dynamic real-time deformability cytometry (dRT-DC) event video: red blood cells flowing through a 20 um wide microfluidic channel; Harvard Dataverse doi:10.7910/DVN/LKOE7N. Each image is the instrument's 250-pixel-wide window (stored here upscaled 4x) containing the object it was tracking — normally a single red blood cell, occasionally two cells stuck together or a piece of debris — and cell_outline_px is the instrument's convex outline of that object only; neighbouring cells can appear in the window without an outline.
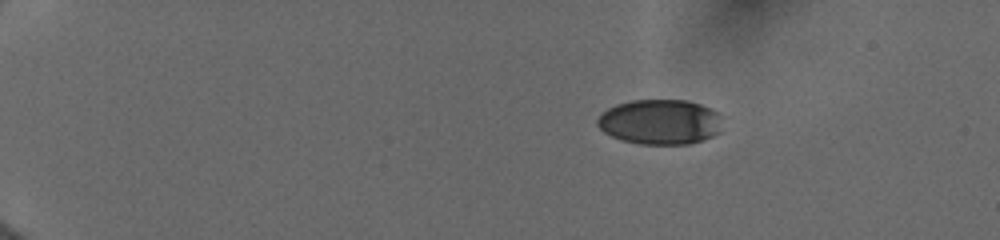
{"species": "human", "species_latin": "Homo sapiens", "temperature_condition": "cold", "stored_images_in_passage": 20, "camera_frame_rate_fps": 3000, "um_per_image_px": 0.085, "donor": {"sex": "female"}, "frame": {"image": 1, "passage_image": 6, "time_ms": 3.333, "image_size_px": [1000, 240], "cell_outline_px": [[720, 132], [704, 140], [688, 144], [640, 144], [620, 140], [604, 132], [596, 124], [596, 120], [608, 108], [616, 104], [632, 100], [688, 100], [700, 104], [716, 112]], "centroid_in_image_um": [56.05, 10.37], "position_along_channel_um": 28.9, "area_um2": 32.6}}
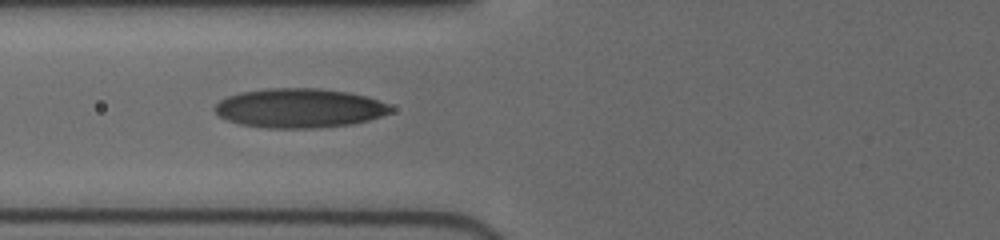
{"frame": {"image": 2, "passage_image": 14, "time_ms": 8.0, "image_size_px": [1000, 240], "cell_outline_px": [[392, 112], [368, 120], [352, 124], [312, 128], [264, 128], [240, 124], [228, 120], [220, 116], [212, 108], [220, 100], [228, 96], [240, 92], [264, 88], [320, 88], [348, 92], [364, 96], [388, 104], [392, 108]], "centroid_in_image_um": [25.41, 9.19], "position_along_channel_um": 100.4, "area_um2": 40.23}}
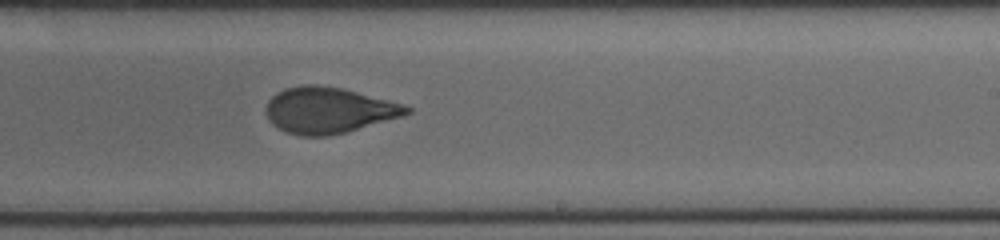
{"frame": {"image": 3, "passage_image": 20, "time_ms": 12.0, "image_size_px": [1000, 240], "cell_outline_px": [[412, 112], [400, 116], [344, 132], [328, 136], [300, 136], [284, 132], [272, 124], [268, 120], [268, 100], [276, 92], [284, 88], [300, 84], [316, 84], [340, 88], [404, 104], [412, 108]], "centroid_in_image_um": [27.88, 9.36], "position_along_channel_um": 261.1, "area_um2": 37.34}}